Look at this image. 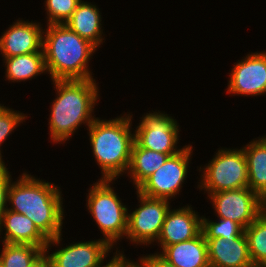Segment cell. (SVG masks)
Instances as JSON below:
<instances>
[{
  "label": "cell",
  "mask_w": 266,
  "mask_h": 267,
  "mask_svg": "<svg viewBox=\"0 0 266 267\" xmlns=\"http://www.w3.org/2000/svg\"><path fill=\"white\" fill-rule=\"evenodd\" d=\"M254 267H266V265L254 266Z\"/></svg>",
  "instance_id": "cell-34"
},
{
  "label": "cell",
  "mask_w": 266,
  "mask_h": 267,
  "mask_svg": "<svg viewBox=\"0 0 266 267\" xmlns=\"http://www.w3.org/2000/svg\"><path fill=\"white\" fill-rule=\"evenodd\" d=\"M206 198L212 204L215 219H231L243 229L260 215V197L249 187L211 193Z\"/></svg>",
  "instance_id": "cell-12"
},
{
  "label": "cell",
  "mask_w": 266,
  "mask_h": 267,
  "mask_svg": "<svg viewBox=\"0 0 266 267\" xmlns=\"http://www.w3.org/2000/svg\"><path fill=\"white\" fill-rule=\"evenodd\" d=\"M158 254L175 267H210L203 232L193 239L167 245Z\"/></svg>",
  "instance_id": "cell-18"
},
{
  "label": "cell",
  "mask_w": 266,
  "mask_h": 267,
  "mask_svg": "<svg viewBox=\"0 0 266 267\" xmlns=\"http://www.w3.org/2000/svg\"><path fill=\"white\" fill-rule=\"evenodd\" d=\"M29 173L25 170L12 180L7 209L25 215L48 240L53 239L63 233L67 215L61 186Z\"/></svg>",
  "instance_id": "cell-2"
},
{
  "label": "cell",
  "mask_w": 266,
  "mask_h": 267,
  "mask_svg": "<svg viewBox=\"0 0 266 267\" xmlns=\"http://www.w3.org/2000/svg\"><path fill=\"white\" fill-rule=\"evenodd\" d=\"M129 256L124 253V267H148L147 264L140 258L138 257V260H130Z\"/></svg>",
  "instance_id": "cell-30"
},
{
  "label": "cell",
  "mask_w": 266,
  "mask_h": 267,
  "mask_svg": "<svg viewBox=\"0 0 266 267\" xmlns=\"http://www.w3.org/2000/svg\"><path fill=\"white\" fill-rule=\"evenodd\" d=\"M213 157L200 167L197 189L206 193L248 187L247 161L242 147H219Z\"/></svg>",
  "instance_id": "cell-6"
},
{
  "label": "cell",
  "mask_w": 266,
  "mask_h": 267,
  "mask_svg": "<svg viewBox=\"0 0 266 267\" xmlns=\"http://www.w3.org/2000/svg\"><path fill=\"white\" fill-rule=\"evenodd\" d=\"M55 96L50 104L48 132L50 141L66 144L82 128L87 129L97 118L100 88L96 79L53 80Z\"/></svg>",
  "instance_id": "cell-1"
},
{
  "label": "cell",
  "mask_w": 266,
  "mask_h": 267,
  "mask_svg": "<svg viewBox=\"0 0 266 267\" xmlns=\"http://www.w3.org/2000/svg\"><path fill=\"white\" fill-rule=\"evenodd\" d=\"M44 23L16 19L0 36V56L9 58L43 51Z\"/></svg>",
  "instance_id": "cell-13"
},
{
  "label": "cell",
  "mask_w": 266,
  "mask_h": 267,
  "mask_svg": "<svg viewBox=\"0 0 266 267\" xmlns=\"http://www.w3.org/2000/svg\"><path fill=\"white\" fill-rule=\"evenodd\" d=\"M102 18L104 17H102L99 5H96L93 1L82 0L64 24L99 49L105 43V37H107Z\"/></svg>",
  "instance_id": "cell-16"
},
{
  "label": "cell",
  "mask_w": 266,
  "mask_h": 267,
  "mask_svg": "<svg viewBox=\"0 0 266 267\" xmlns=\"http://www.w3.org/2000/svg\"><path fill=\"white\" fill-rule=\"evenodd\" d=\"M249 255L254 266L266 265V219L259 215L244 229Z\"/></svg>",
  "instance_id": "cell-23"
},
{
  "label": "cell",
  "mask_w": 266,
  "mask_h": 267,
  "mask_svg": "<svg viewBox=\"0 0 266 267\" xmlns=\"http://www.w3.org/2000/svg\"><path fill=\"white\" fill-rule=\"evenodd\" d=\"M190 203L168 210L159 238L155 242L160 251L167 245L193 239L202 232V215Z\"/></svg>",
  "instance_id": "cell-14"
},
{
  "label": "cell",
  "mask_w": 266,
  "mask_h": 267,
  "mask_svg": "<svg viewBox=\"0 0 266 267\" xmlns=\"http://www.w3.org/2000/svg\"><path fill=\"white\" fill-rule=\"evenodd\" d=\"M6 166H8V165L6 164V162H4V161L0 158V172H1Z\"/></svg>",
  "instance_id": "cell-33"
},
{
  "label": "cell",
  "mask_w": 266,
  "mask_h": 267,
  "mask_svg": "<svg viewBox=\"0 0 266 267\" xmlns=\"http://www.w3.org/2000/svg\"><path fill=\"white\" fill-rule=\"evenodd\" d=\"M210 267H254L245 232L237 239H206Z\"/></svg>",
  "instance_id": "cell-15"
},
{
  "label": "cell",
  "mask_w": 266,
  "mask_h": 267,
  "mask_svg": "<svg viewBox=\"0 0 266 267\" xmlns=\"http://www.w3.org/2000/svg\"><path fill=\"white\" fill-rule=\"evenodd\" d=\"M110 258L101 267H124V253L114 252Z\"/></svg>",
  "instance_id": "cell-29"
},
{
  "label": "cell",
  "mask_w": 266,
  "mask_h": 267,
  "mask_svg": "<svg viewBox=\"0 0 266 267\" xmlns=\"http://www.w3.org/2000/svg\"><path fill=\"white\" fill-rule=\"evenodd\" d=\"M32 267H52L50 259L44 254Z\"/></svg>",
  "instance_id": "cell-31"
},
{
  "label": "cell",
  "mask_w": 266,
  "mask_h": 267,
  "mask_svg": "<svg viewBox=\"0 0 266 267\" xmlns=\"http://www.w3.org/2000/svg\"><path fill=\"white\" fill-rule=\"evenodd\" d=\"M5 67L4 77L8 83H21L46 75L44 52L2 58Z\"/></svg>",
  "instance_id": "cell-19"
},
{
  "label": "cell",
  "mask_w": 266,
  "mask_h": 267,
  "mask_svg": "<svg viewBox=\"0 0 266 267\" xmlns=\"http://www.w3.org/2000/svg\"><path fill=\"white\" fill-rule=\"evenodd\" d=\"M1 243L0 263L3 267H32L45 254L43 248L35 245Z\"/></svg>",
  "instance_id": "cell-22"
},
{
  "label": "cell",
  "mask_w": 266,
  "mask_h": 267,
  "mask_svg": "<svg viewBox=\"0 0 266 267\" xmlns=\"http://www.w3.org/2000/svg\"><path fill=\"white\" fill-rule=\"evenodd\" d=\"M27 113L21 112L19 110H14L10 106H5V104L0 103V158L5 162L4 151L2 145L8 140L10 135L15 132L18 127L24 124L27 118ZM3 153V155H2Z\"/></svg>",
  "instance_id": "cell-25"
},
{
  "label": "cell",
  "mask_w": 266,
  "mask_h": 267,
  "mask_svg": "<svg viewBox=\"0 0 266 267\" xmlns=\"http://www.w3.org/2000/svg\"><path fill=\"white\" fill-rule=\"evenodd\" d=\"M174 154L158 153L147 148L139 147L135 142L131 151L129 168L124 177L130 179L136 190L148 177L159 169L169 156Z\"/></svg>",
  "instance_id": "cell-21"
},
{
  "label": "cell",
  "mask_w": 266,
  "mask_h": 267,
  "mask_svg": "<svg viewBox=\"0 0 266 267\" xmlns=\"http://www.w3.org/2000/svg\"><path fill=\"white\" fill-rule=\"evenodd\" d=\"M133 119L130 111L109 120L97 117L86 129L94 161L101 170L98 179L117 180L125 176L134 144Z\"/></svg>",
  "instance_id": "cell-3"
},
{
  "label": "cell",
  "mask_w": 266,
  "mask_h": 267,
  "mask_svg": "<svg viewBox=\"0 0 266 267\" xmlns=\"http://www.w3.org/2000/svg\"><path fill=\"white\" fill-rule=\"evenodd\" d=\"M136 208L128 207V228L125 236L129 245L152 248L160 236L162 226L172 201L145 196L135 191ZM132 211V212H131ZM131 242V243H130Z\"/></svg>",
  "instance_id": "cell-7"
},
{
  "label": "cell",
  "mask_w": 266,
  "mask_h": 267,
  "mask_svg": "<svg viewBox=\"0 0 266 267\" xmlns=\"http://www.w3.org/2000/svg\"><path fill=\"white\" fill-rule=\"evenodd\" d=\"M7 166L0 172V220L1 216L7 209V199L9 186L13 180L12 173Z\"/></svg>",
  "instance_id": "cell-27"
},
{
  "label": "cell",
  "mask_w": 266,
  "mask_h": 267,
  "mask_svg": "<svg viewBox=\"0 0 266 267\" xmlns=\"http://www.w3.org/2000/svg\"><path fill=\"white\" fill-rule=\"evenodd\" d=\"M260 215L266 219V192L260 197Z\"/></svg>",
  "instance_id": "cell-32"
},
{
  "label": "cell",
  "mask_w": 266,
  "mask_h": 267,
  "mask_svg": "<svg viewBox=\"0 0 266 267\" xmlns=\"http://www.w3.org/2000/svg\"><path fill=\"white\" fill-rule=\"evenodd\" d=\"M82 0H44L46 24H64Z\"/></svg>",
  "instance_id": "cell-26"
},
{
  "label": "cell",
  "mask_w": 266,
  "mask_h": 267,
  "mask_svg": "<svg viewBox=\"0 0 266 267\" xmlns=\"http://www.w3.org/2000/svg\"><path fill=\"white\" fill-rule=\"evenodd\" d=\"M44 25L43 51L50 80L95 79L89 62L99 50L65 24Z\"/></svg>",
  "instance_id": "cell-4"
},
{
  "label": "cell",
  "mask_w": 266,
  "mask_h": 267,
  "mask_svg": "<svg viewBox=\"0 0 266 267\" xmlns=\"http://www.w3.org/2000/svg\"><path fill=\"white\" fill-rule=\"evenodd\" d=\"M229 96H266V51L248 52L228 73Z\"/></svg>",
  "instance_id": "cell-11"
},
{
  "label": "cell",
  "mask_w": 266,
  "mask_h": 267,
  "mask_svg": "<svg viewBox=\"0 0 266 267\" xmlns=\"http://www.w3.org/2000/svg\"><path fill=\"white\" fill-rule=\"evenodd\" d=\"M115 181L98 179L89 185L85 206L102 234L100 239L115 248V252L125 253L126 249H120L118 245L125 240L127 233L129 206L122 202L119 193L114 190Z\"/></svg>",
  "instance_id": "cell-5"
},
{
  "label": "cell",
  "mask_w": 266,
  "mask_h": 267,
  "mask_svg": "<svg viewBox=\"0 0 266 267\" xmlns=\"http://www.w3.org/2000/svg\"><path fill=\"white\" fill-rule=\"evenodd\" d=\"M242 148L247 161L248 187L261 197L266 192V133Z\"/></svg>",
  "instance_id": "cell-20"
},
{
  "label": "cell",
  "mask_w": 266,
  "mask_h": 267,
  "mask_svg": "<svg viewBox=\"0 0 266 267\" xmlns=\"http://www.w3.org/2000/svg\"><path fill=\"white\" fill-rule=\"evenodd\" d=\"M62 236L63 233L50 239L45 249V255L50 259L52 267H101L108 256L114 254L113 250L115 251L100 238L77 242L74 240L63 246L65 243H62ZM54 246L58 248L53 251L51 248Z\"/></svg>",
  "instance_id": "cell-10"
},
{
  "label": "cell",
  "mask_w": 266,
  "mask_h": 267,
  "mask_svg": "<svg viewBox=\"0 0 266 267\" xmlns=\"http://www.w3.org/2000/svg\"><path fill=\"white\" fill-rule=\"evenodd\" d=\"M202 215V232L205 239H214L223 237L228 240L237 239L244 229L231 219L217 218L216 220H210V216L206 217Z\"/></svg>",
  "instance_id": "cell-24"
},
{
  "label": "cell",
  "mask_w": 266,
  "mask_h": 267,
  "mask_svg": "<svg viewBox=\"0 0 266 267\" xmlns=\"http://www.w3.org/2000/svg\"><path fill=\"white\" fill-rule=\"evenodd\" d=\"M0 236V241L3 243L31 244L44 250L49 241L31 219L9 209H6L1 216Z\"/></svg>",
  "instance_id": "cell-17"
},
{
  "label": "cell",
  "mask_w": 266,
  "mask_h": 267,
  "mask_svg": "<svg viewBox=\"0 0 266 267\" xmlns=\"http://www.w3.org/2000/svg\"><path fill=\"white\" fill-rule=\"evenodd\" d=\"M193 151L191 144H185L180 152L169 156L136 190L148 197L174 201L172 199L179 197L186 179L190 176Z\"/></svg>",
  "instance_id": "cell-8"
},
{
  "label": "cell",
  "mask_w": 266,
  "mask_h": 267,
  "mask_svg": "<svg viewBox=\"0 0 266 267\" xmlns=\"http://www.w3.org/2000/svg\"><path fill=\"white\" fill-rule=\"evenodd\" d=\"M173 114L154 109L144 112L139 123L135 124L134 142L142 148H147L158 153L176 154L185 145L180 146L179 121ZM179 144V145H178ZM182 147V148H181Z\"/></svg>",
  "instance_id": "cell-9"
},
{
  "label": "cell",
  "mask_w": 266,
  "mask_h": 267,
  "mask_svg": "<svg viewBox=\"0 0 266 267\" xmlns=\"http://www.w3.org/2000/svg\"><path fill=\"white\" fill-rule=\"evenodd\" d=\"M139 257L147 264L148 267H175L156 253V251L149 254H141Z\"/></svg>",
  "instance_id": "cell-28"
}]
</instances>
